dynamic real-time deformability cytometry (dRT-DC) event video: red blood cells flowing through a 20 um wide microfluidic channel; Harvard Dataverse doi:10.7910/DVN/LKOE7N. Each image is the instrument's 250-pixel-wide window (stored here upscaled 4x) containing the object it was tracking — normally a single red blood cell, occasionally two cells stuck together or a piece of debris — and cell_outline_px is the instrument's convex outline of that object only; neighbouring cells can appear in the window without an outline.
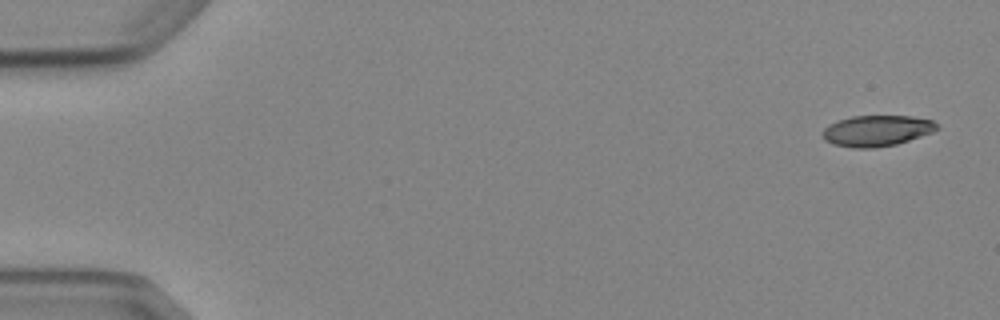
{"species": "Egyptian fruit bat (a non-hibernating species)", "species_latin": "Rousettus aegyptiacus", "temperature_condition": "cold", "stored_images_in_passage": 6, "segment_of_instrument_passage": [2, 2], "camera_frame_rate_fps": 3000, "um_per_image_px": 0.085, "animal": {"sex": "female"}, "frame": {"image": 1, "passage_image": 6, "time_ms": 6.0, "image_size_px": [1000, 320], "cell_outline_px": [[940, 128], [932, 132], [896, 144], [876, 148], [852, 148], [832, 144], [824, 140], [824, 128], [828, 124], [836, 120], [852, 116], [912, 116], [932, 120], [940, 124]], "centroid_in_image_um": [74.53, 11.11], "position_along_channel_um": 10.5, "area_um2": 20.75}}